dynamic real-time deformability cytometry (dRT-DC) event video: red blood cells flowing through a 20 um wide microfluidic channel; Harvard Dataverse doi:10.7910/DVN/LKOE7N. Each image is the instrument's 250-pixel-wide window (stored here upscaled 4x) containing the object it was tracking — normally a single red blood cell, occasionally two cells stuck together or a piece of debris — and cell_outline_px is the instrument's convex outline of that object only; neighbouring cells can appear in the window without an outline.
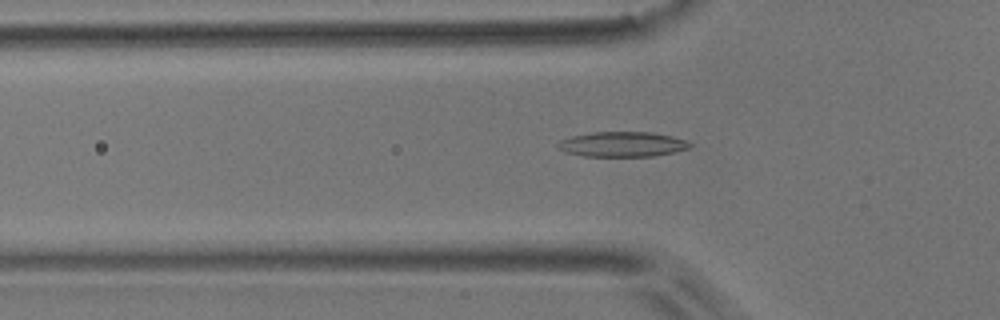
{"species": "common noctule bat (a hibernating species)", "species_latin": "Nyctalus noctula", "temperature_condition": "room temperature", "stored_images_in_passage": 53, "camera_frame_rate_fps": 3000, "um_per_image_px": 0.085, "animal": {"sex": "male", "body_mass_g": 17.9}, "frame": {"image": 1, "passage_image": 17, "time_ms": 5.333, "image_size_px": [1000, 320], "cell_outline_px": [[692, 144], [688, 148], [672, 152], [652, 156], [584, 156], [564, 152], [556, 144], [560, 140], [572, 136], [592, 132], [652, 132], [672, 136], [684, 140]], "centroid_in_image_um": [52.86, 12.26], "position_along_channel_um": 72.9, "area_um2": 19.07}}
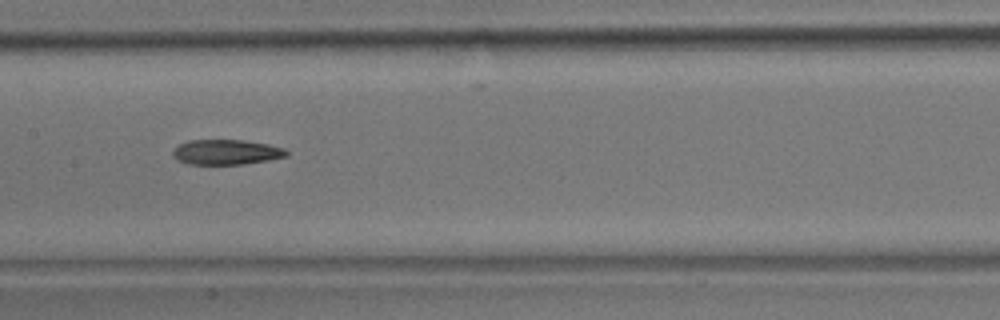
{"frame": {"image": 2, "passage_image": 26, "time_ms": 8.333, "image_size_px": [1000, 320], "cell_outline_px": [[288, 156], [268, 160], [244, 164], [188, 164], [176, 160], [172, 156], [172, 152], [180, 144], [188, 140], [244, 140], [268, 144], [284, 148], [288, 152]], "centroid_in_image_um": [19.23, 12.93], "position_along_channel_um": 188.2, "area_um2": 16.65}}
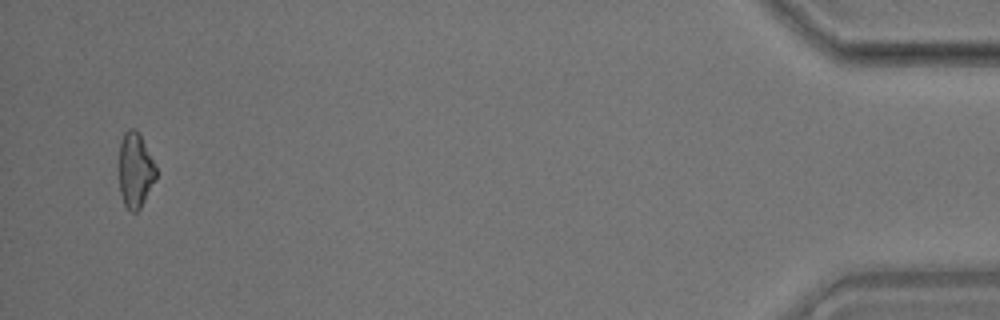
{"frame": {"image": 3, "passage_image": 51, "time_ms": 16.667, "image_size_px": [1000, 320], "cell_outline_px": [[156, 180], [140, 208], [136, 212], [132, 212], [124, 204], [120, 192], [120, 140], [124, 132], [128, 128], [136, 128], [156, 168]], "centroid_in_image_um": [11.49, 14.47], "position_along_channel_um": 423.7, "area_um2": 15.9}}